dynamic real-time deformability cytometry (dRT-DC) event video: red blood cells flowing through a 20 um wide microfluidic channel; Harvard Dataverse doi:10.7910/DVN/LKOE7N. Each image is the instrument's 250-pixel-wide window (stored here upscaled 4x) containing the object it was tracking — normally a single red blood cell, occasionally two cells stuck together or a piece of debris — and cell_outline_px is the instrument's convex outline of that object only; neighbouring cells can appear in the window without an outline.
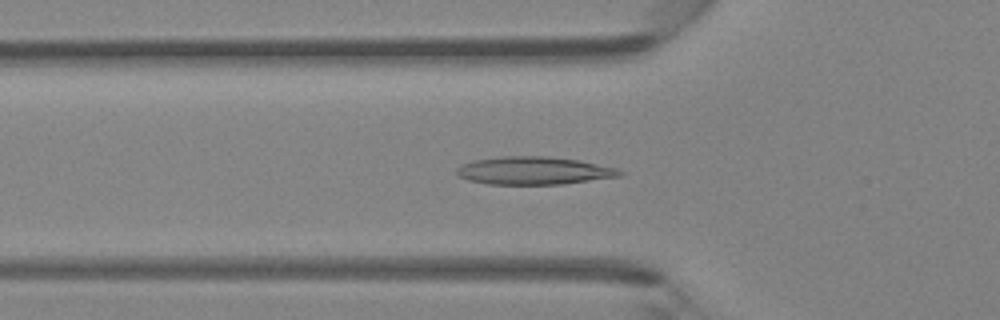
{"species": "Egyptian fruit bat (a non-hibernating species)", "species_latin": "Rousettus aegyptiacus", "temperature_condition": "room temperature", "stored_images_in_passage": 42, "camera_frame_rate_fps": 3000, "um_per_image_px": 0.085, "animal": {"sex": "female"}, "frame": {"image": 1, "passage_image": 12, "time_ms": 3.667, "image_size_px": [1000, 320], "cell_outline_px": [[624, 172], [620, 176], [560, 184], [488, 184], [468, 180], [456, 176], [456, 168], [472, 160], [500, 156], [548, 156], [580, 160], [620, 168]], "centroid_in_image_um": [45.37, 14.49], "position_along_channel_um": 80.4, "area_um2": 26.65}}
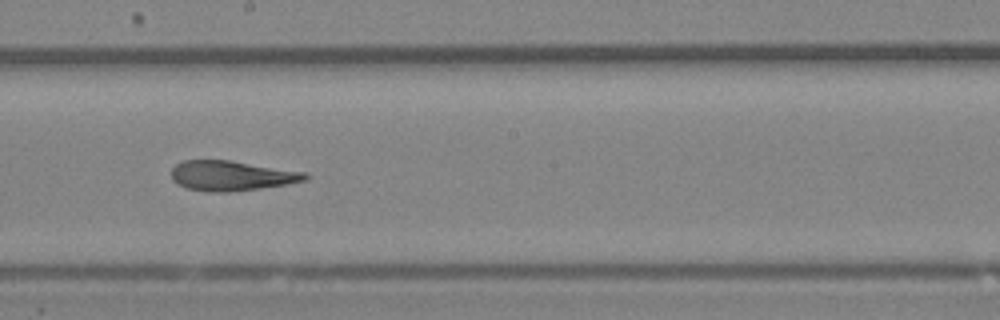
{"frame": {"image": 2, "passage_image": 22, "time_ms": 7.0, "image_size_px": [1000, 320], "cell_outline_px": [[308, 180], [288, 184], [260, 188], [228, 192], [212, 192], [188, 188], [176, 184], [172, 180], [172, 168], [176, 164], [184, 160], [228, 160], [308, 172]], "centroid_in_image_um": [19.7, 14.93], "position_along_channel_um": 228.5, "area_um2": 23.41}}
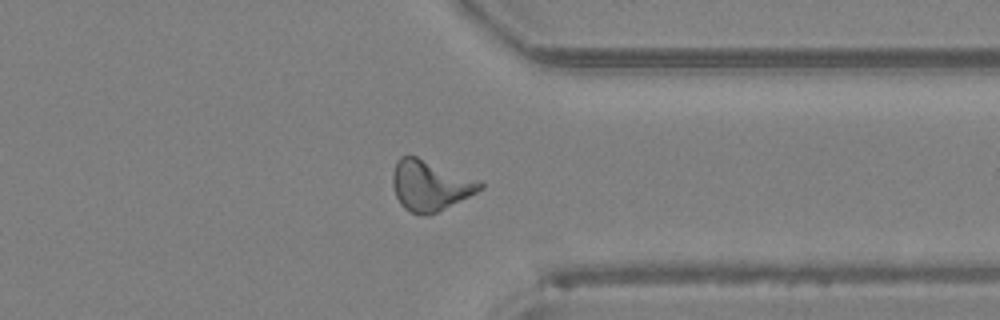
{"frame": {"image": 3, "passage_image": 32, "time_ms": 10.333, "image_size_px": [1000, 320], "cell_outline_px": [[484, 188], [436, 212], [420, 216], [404, 208], [400, 204], [396, 196], [392, 184], [392, 172], [396, 160], [400, 156], [416, 156], [480, 180], [484, 184]], "centroid_in_image_um": [36.53, 15.75], "position_along_channel_um": 374.9, "area_um2": 25.49}}